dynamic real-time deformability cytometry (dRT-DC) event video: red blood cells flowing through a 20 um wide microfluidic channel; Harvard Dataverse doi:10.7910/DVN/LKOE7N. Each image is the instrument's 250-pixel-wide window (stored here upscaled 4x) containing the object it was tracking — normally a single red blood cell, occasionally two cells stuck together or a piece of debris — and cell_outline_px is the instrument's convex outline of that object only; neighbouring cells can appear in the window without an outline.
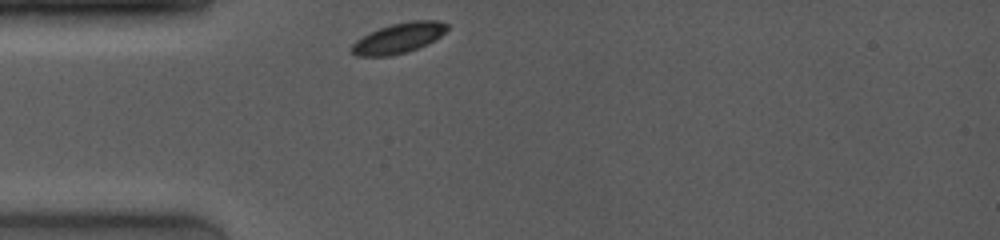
{"species": "common noctule bat (a hibernating species)", "species_latin": "Nyctalus noctula", "temperature_condition": "room temperature", "stored_images_in_passage": 31, "camera_frame_rate_fps": 4000, "um_per_image_px": 0.085, "animal": {"sex": "female", "body_mass_g": 19.0, "forearm_length_mm": 53.3}, "frame": {"image": 1, "passage_image": 1, "time_ms": 0.0, "image_size_px": [1000, 240], "cell_outline_px": [[448, 28], [440, 36], [408, 52], [388, 56], [356, 56], [352, 52], [352, 44], [356, 40], [380, 28], [392, 24], [412, 20], [436, 20], [448, 24]], "centroid_in_image_um": [33.88, 3.23], "position_along_channel_um": 51.1, "area_um2": 16.42}}
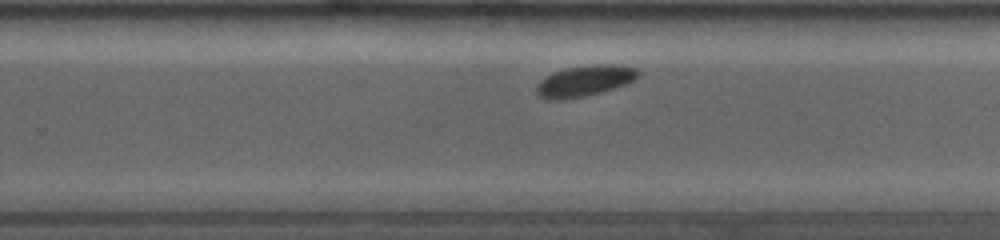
{"frame": {"image": 2, "passage_image": 20, "time_ms": 6.25, "image_size_px": [1000, 240], "cell_outline_px": [[640, 76], [624, 84], [600, 92], [584, 96], [560, 100], [548, 100], [540, 96], [536, 92], [536, 84], [540, 80], [552, 72], [564, 68], [588, 64], [620, 64], [640, 68]], "centroid_in_image_um": [49.7, 6.84], "position_along_channel_um": 280.1, "area_um2": 18.61}}
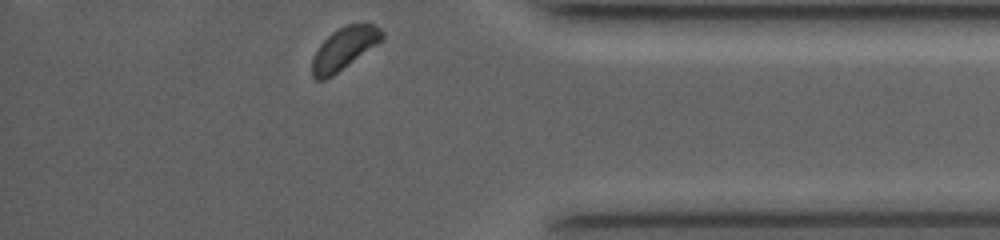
{"frame": {"image": 3, "passage_image": 31, "time_ms": 9.75, "image_size_px": [1000, 240], "cell_outline_px": [[384, 36], [376, 44], [332, 76], [324, 80], [316, 80], [312, 76], [312, 60], [320, 44], [332, 32], [348, 24], [372, 24], [380, 28], [384, 32]], "centroid_in_image_um": [29.22, 4.13], "position_along_channel_um": 406.0, "area_um2": 16.7}, "authors_computed_cell_mechanics": {"area_um2": 18.2648, "velocity_mm_per_s": 3.8272, "shape_relaxation_time_tau1_ms": 1.4173, "shape_relaxation_time_tau2_ms": null, "deformation_change_tau1": 0.0497, "deformation_change_tau2": null}}